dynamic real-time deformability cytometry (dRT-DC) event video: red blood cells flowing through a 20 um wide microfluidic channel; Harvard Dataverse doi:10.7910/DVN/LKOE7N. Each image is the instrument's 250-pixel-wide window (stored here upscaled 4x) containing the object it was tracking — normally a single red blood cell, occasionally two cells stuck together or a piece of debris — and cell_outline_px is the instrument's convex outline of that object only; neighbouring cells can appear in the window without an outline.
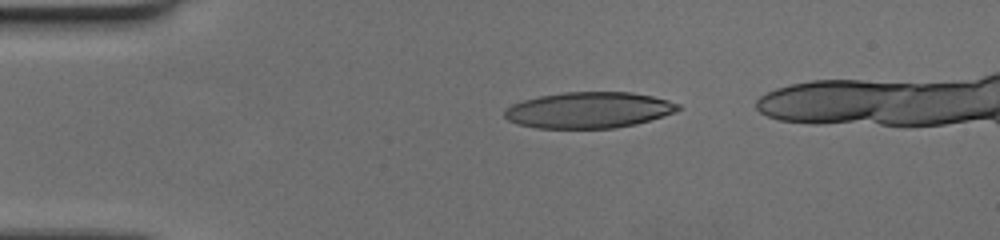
{"species": "human", "species_latin": "Homo sapiens", "temperature_condition": "cold", "stored_images_in_passage": 42, "camera_frame_rate_fps": 3000, "um_per_image_px": 0.085, "donor": {"sex": "female"}, "frame": {"image": 1, "passage_image": 1, "time_ms": 0.0, "image_size_px": [1000, 240], "cell_outline_px": [[680, 108], [676, 112], [664, 116], [636, 124], [616, 128], [536, 128], [520, 124], [508, 120], [504, 116], [504, 112], [512, 104], [524, 100], [540, 96], [564, 92], [632, 92], [652, 96], [668, 100], [680, 104]], "centroid_in_image_um": [50.08, 9.36], "position_along_channel_um": 34.9, "area_um2": 36.41}}
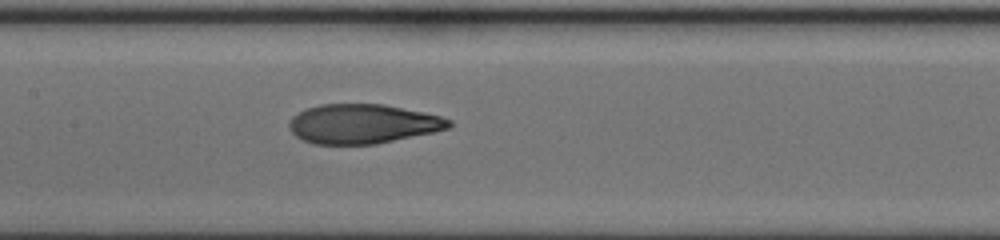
{"frame": {"image": 2, "passage_image": 17, "time_ms": 5.333, "image_size_px": [1000, 240], "cell_outline_px": [[452, 124], [448, 128], [432, 132], [376, 144], [312, 144], [296, 136], [288, 128], [288, 120], [292, 116], [308, 108], [320, 104], [384, 104], [424, 112], [440, 116], [452, 120]], "centroid_in_image_um": [30.81, 10.52], "position_along_channel_um": 176.6, "area_um2": 36.65}}
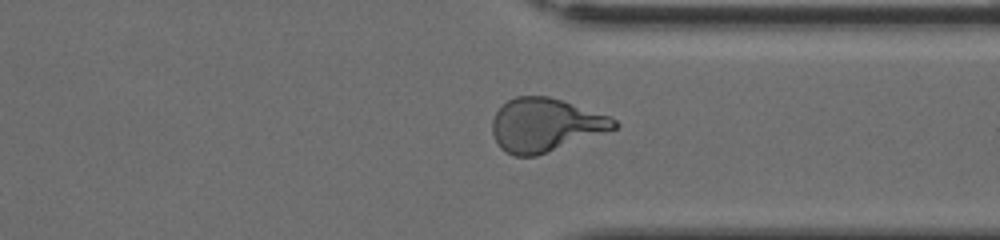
{"frame": {"image": 3, "passage_image": 33, "time_ms": 10.667, "image_size_px": [1000, 240], "cell_outline_px": [[620, 124], [616, 128], [536, 156], [516, 156], [504, 152], [500, 148], [492, 132], [492, 120], [496, 112], [508, 100], [516, 96], [548, 96], [608, 116], [616, 120]], "centroid_in_image_um": [46.31, 10.63], "position_along_channel_um": 365.1, "area_um2": 37.34}}